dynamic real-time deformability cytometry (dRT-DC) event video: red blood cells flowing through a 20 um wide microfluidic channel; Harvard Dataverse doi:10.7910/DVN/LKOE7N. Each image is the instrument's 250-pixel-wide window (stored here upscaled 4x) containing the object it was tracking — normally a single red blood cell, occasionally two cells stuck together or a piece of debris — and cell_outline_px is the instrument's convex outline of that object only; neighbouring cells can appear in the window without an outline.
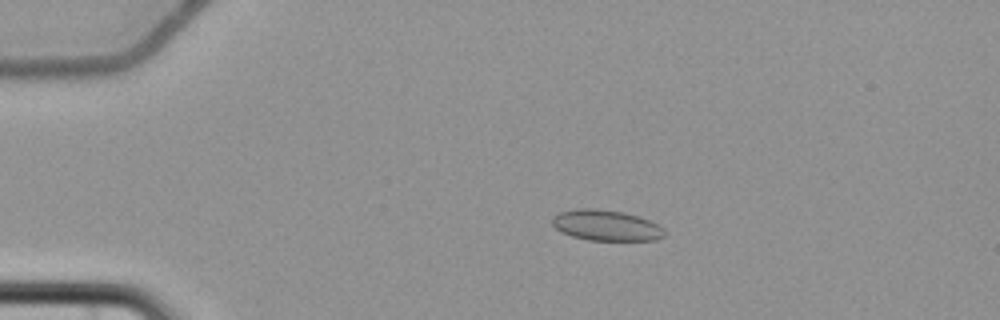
{"species": "common noctule bat (a hibernating species)", "species_latin": "Nyctalus noctula", "temperature_condition": "cold", "stored_images_in_passage": 7, "camera_frame_rate_fps": 3000, "um_per_image_px": 0.085, "animal": {"sex": "female", "body_mass_g": 22.7, "forearm_length_mm": 54.2}, "frame": {"image": 1, "passage_image": 3, "time_ms": 2.333, "image_size_px": [1000, 320], "cell_outline_px": [[664, 236], [656, 240], [588, 240], [572, 236], [560, 232], [552, 224], [552, 216], [560, 212], [576, 208], [596, 208], [624, 212], [648, 220], [664, 228]], "centroid_in_image_um": [51.48, 19.15], "position_along_channel_um": 33.5, "area_um2": 20.11}}
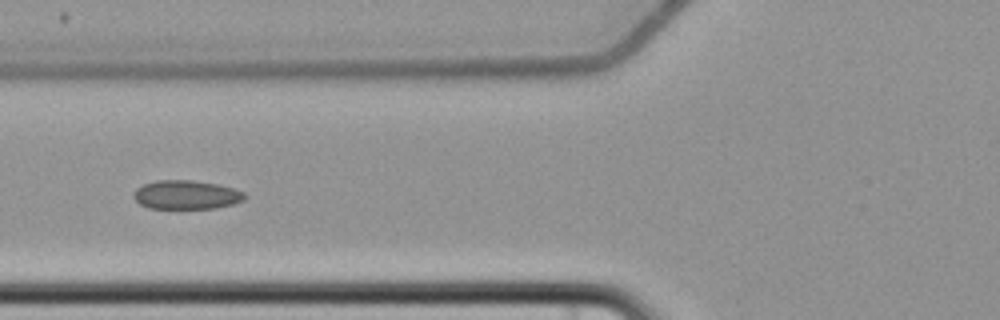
{"frame": {"image": 2, "passage_image": 6, "time_ms": 6.0, "image_size_px": [1000, 320], "cell_outline_px": [[248, 196], [244, 200], [232, 204], [216, 208], [148, 208], [140, 204], [132, 196], [136, 188], [144, 184], [156, 180], [192, 180], [220, 184], [244, 192]], "centroid_in_image_um": [15.85, 16.55], "position_along_channel_um": 110.0, "area_um2": 18.79}}
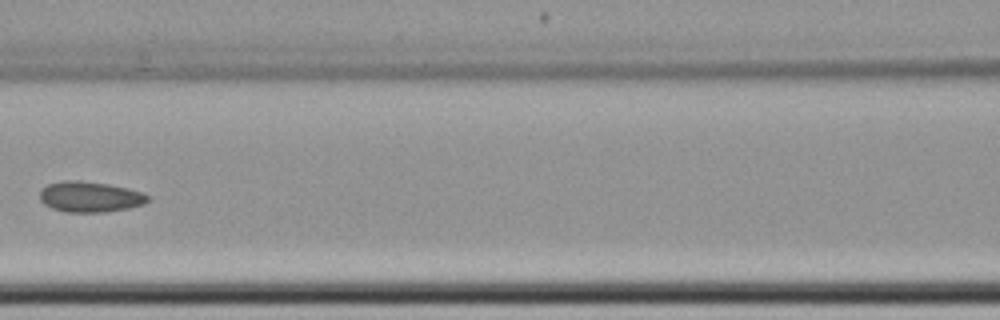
{"frame": {"image": 3, "passage_image": 7, "time_ms": 7.333, "image_size_px": [1000, 320], "cell_outline_px": [[148, 200], [144, 204], [128, 208], [104, 212], [64, 212], [52, 208], [44, 204], [40, 200], [40, 188], [48, 184], [60, 180], [80, 180], [108, 184], [128, 188], [144, 192], [148, 196]], "centroid_in_image_um": [7.62, 16.72], "position_along_channel_um": 159.0, "area_um2": 19.48}}